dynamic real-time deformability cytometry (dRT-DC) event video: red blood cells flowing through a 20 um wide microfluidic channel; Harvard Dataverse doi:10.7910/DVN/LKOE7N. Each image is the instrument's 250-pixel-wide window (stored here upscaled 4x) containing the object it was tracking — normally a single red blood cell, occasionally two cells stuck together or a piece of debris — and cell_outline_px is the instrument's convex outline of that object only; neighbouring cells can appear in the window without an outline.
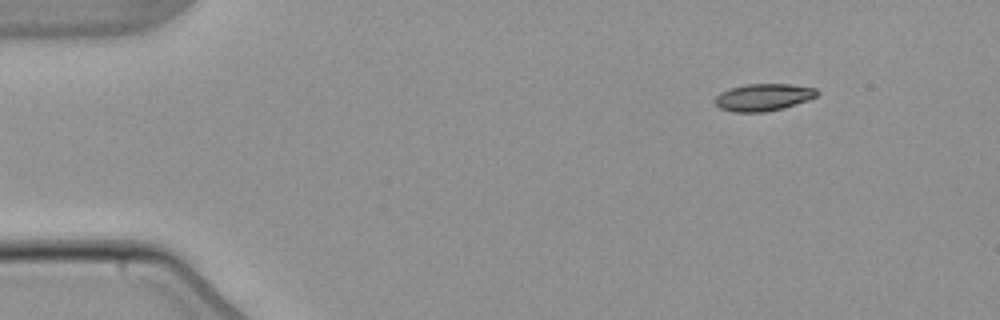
{"species": "common noctule bat (a hibernating species)", "species_latin": "Nyctalus noctula", "temperature_condition": "warm", "stored_images_in_passage": 5, "segment_of_instrument_passage": [2, 2], "camera_frame_rate_fps": 3000, "um_per_image_px": 0.085, "animal": {"sex": "male", "body_mass_g": 21.5, "forearm_length_mm": 52.0}, "frame": {"image": 1, "passage_image": 5, "time_ms": 5.667, "image_size_px": [1000, 320], "cell_outline_px": [[820, 92], [816, 96], [808, 100], [784, 108], [764, 112], [732, 112], [720, 108], [712, 100], [720, 92], [732, 88], [748, 84], [788, 84], [816, 88]], "centroid_in_image_um": [64.88, 8.27], "position_along_channel_um": 20.1, "area_um2": 16.18}}